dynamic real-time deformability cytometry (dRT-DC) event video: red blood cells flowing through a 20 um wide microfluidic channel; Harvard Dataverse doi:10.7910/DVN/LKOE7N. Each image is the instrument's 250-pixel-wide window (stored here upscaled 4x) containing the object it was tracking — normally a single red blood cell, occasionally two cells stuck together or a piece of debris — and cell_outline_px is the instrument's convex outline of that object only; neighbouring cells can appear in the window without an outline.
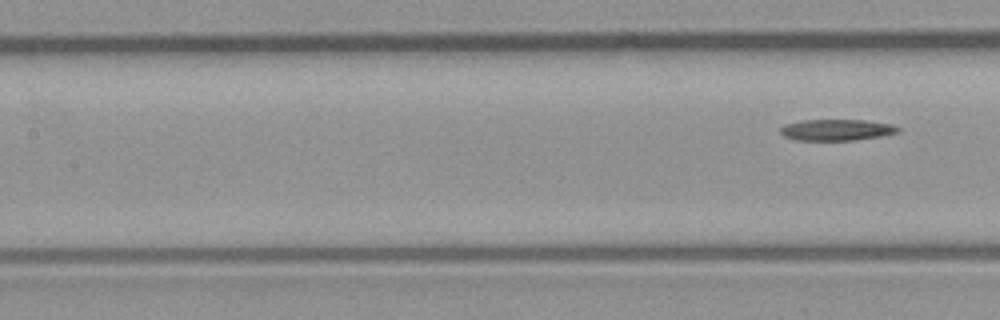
{"species": "common noctule bat (a hibernating species)", "species_latin": "Nyctalus noctula", "temperature_condition": "room temperature", "stored_images_in_passage": 8, "segment_of_instrument_passage": [2, 2], "camera_frame_rate_fps": 3000, "um_per_image_px": 0.085, "animal": {"sex": "male", "body_mass_g": 23.1, "forearm_length_mm": 52.7}, "frame": {"image": 1, "passage_image": 8, "time_ms": 2.333, "image_size_px": [1000, 320], "cell_outline_px": [[900, 132], [880, 136], [856, 140], [796, 140], [784, 136], [780, 132], [780, 128], [784, 124], [800, 120], [864, 120], [892, 124], [900, 128]], "centroid_in_image_um": [71.1, 11.03], "position_along_channel_um": 136.3, "area_um2": 14.62}}